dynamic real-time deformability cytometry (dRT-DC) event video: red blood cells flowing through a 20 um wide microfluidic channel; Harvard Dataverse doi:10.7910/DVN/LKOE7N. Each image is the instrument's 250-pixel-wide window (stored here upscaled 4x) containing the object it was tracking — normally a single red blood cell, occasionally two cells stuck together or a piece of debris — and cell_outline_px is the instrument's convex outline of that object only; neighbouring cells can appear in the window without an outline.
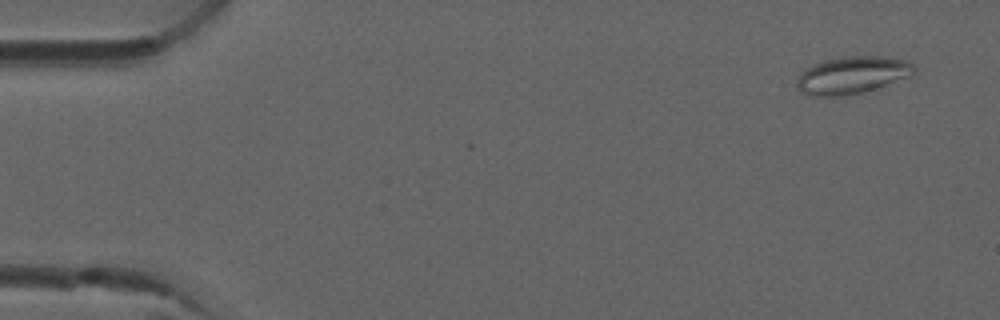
{"species": "common noctule bat (a hibernating species)", "species_latin": "Nyctalus noctula", "temperature_condition": "room temperature", "stored_images_in_passage": 6, "camera_frame_rate_fps": 3000, "um_per_image_px": 0.085, "animal": {"sex": "male", "forearm_length_mm": 52.5}, "frame": {"image": 1, "passage_image": 1, "time_ms": 0.0, "image_size_px": [1000, 320], "cell_outline_px": [[916, 68], [908, 76], [880, 88], [864, 92], [844, 96], [812, 96], [800, 92], [796, 88], [796, 84], [800, 76], [812, 64], [844, 56], [884, 56], [908, 60]], "centroid_in_image_um": [72.45, 6.4], "position_along_channel_um": 12.5, "area_um2": 25.49}}
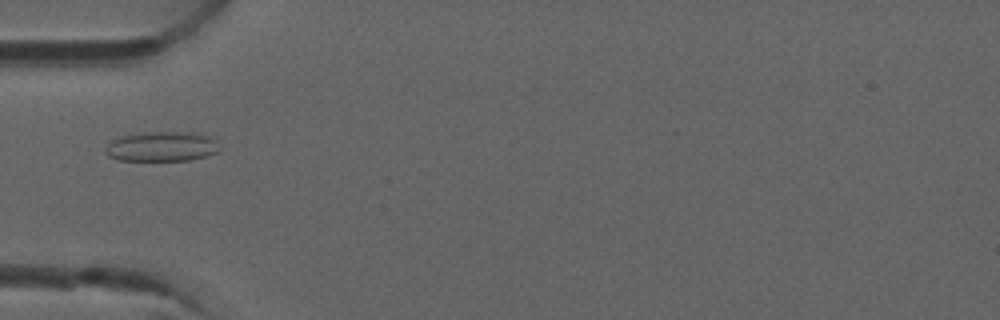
{"frame": {"image": 2, "passage_image": 5, "time_ms": 1.333, "image_size_px": [1000, 320], "cell_outline_px": [[220, 148], [216, 152], [204, 156], [188, 160], [120, 160], [108, 156], [104, 152], [104, 148], [112, 140], [120, 136], [136, 132], [192, 132], [216, 140]], "centroid_in_image_um": [13.68, 12.44], "position_along_channel_um": 71.3, "area_um2": 19.77}}